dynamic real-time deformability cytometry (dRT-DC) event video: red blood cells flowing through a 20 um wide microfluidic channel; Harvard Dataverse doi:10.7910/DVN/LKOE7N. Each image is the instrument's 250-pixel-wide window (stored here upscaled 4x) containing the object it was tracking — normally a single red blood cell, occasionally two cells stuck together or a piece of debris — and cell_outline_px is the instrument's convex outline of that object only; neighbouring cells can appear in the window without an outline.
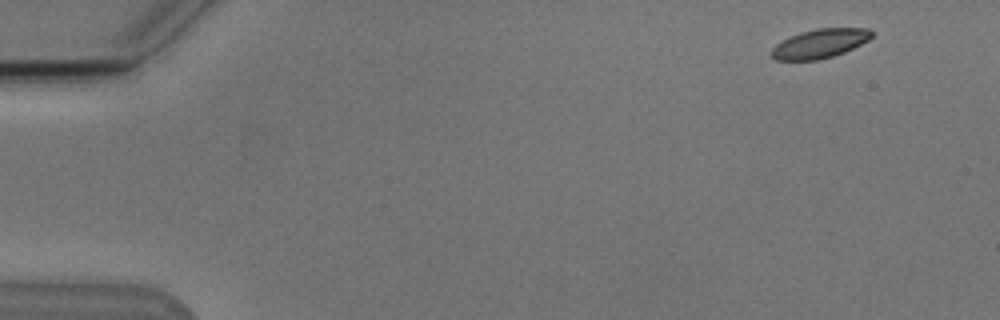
{"species": "Egyptian fruit bat (a non-hibernating species)", "species_latin": "Rousettus aegyptiacus", "temperature_condition": "cold", "stored_images_in_passage": 4, "camera_frame_rate_fps": 3000, "um_per_image_px": 0.085, "animal": {"sex": "male"}, "frame": {"image": 1, "passage_image": 1, "time_ms": 0.0, "image_size_px": [1000, 320], "cell_outline_px": [[872, 36], [868, 40], [844, 52], [832, 56], [816, 60], [776, 60], [768, 56], [768, 52], [776, 44], [800, 32], [816, 28], [868, 28], [872, 32]], "centroid_in_image_um": [69.63, 3.71], "position_along_channel_um": 15.4, "area_um2": 16.94}}